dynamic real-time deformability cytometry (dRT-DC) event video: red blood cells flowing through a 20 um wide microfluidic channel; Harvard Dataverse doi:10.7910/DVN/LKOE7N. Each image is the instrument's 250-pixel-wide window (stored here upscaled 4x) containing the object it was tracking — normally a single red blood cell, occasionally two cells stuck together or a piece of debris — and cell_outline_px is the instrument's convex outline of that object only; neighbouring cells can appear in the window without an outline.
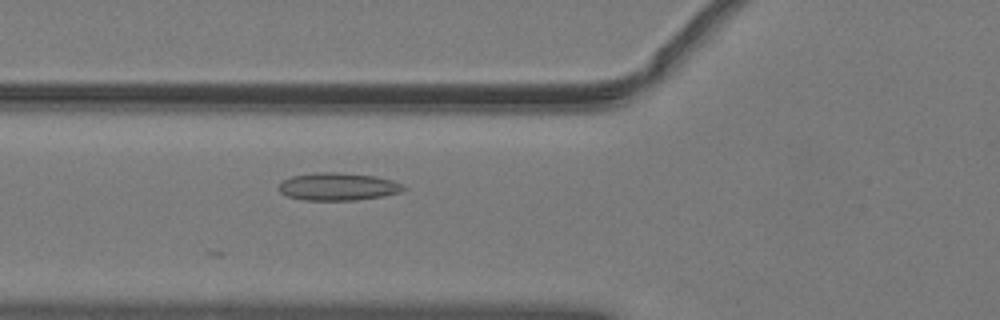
{"species": "common noctule bat (a hibernating species)", "species_latin": "Nyctalus noctula", "temperature_condition": "warm", "stored_images_in_passage": 29, "camera_frame_rate_fps": 3000, "um_per_image_px": 0.085, "animal": {"sex": "male", "body_mass_g": 19.2, "forearm_length_mm": 51.8}, "frame": {"image": 1, "passage_image": 6, "time_ms": 1.667, "image_size_px": [1000, 320], "cell_outline_px": [[408, 188], [400, 192], [384, 196], [356, 200], [304, 200], [288, 196], [280, 192], [276, 188], [284, 180], [292, 176], [316, 172], [340, 172], [376, 176], [392, 180], [404, 184]], "centroid_in_image_um": [28.76, 15.86], "position_along_channel_um": 97.0, "area_um2": 20.29}}
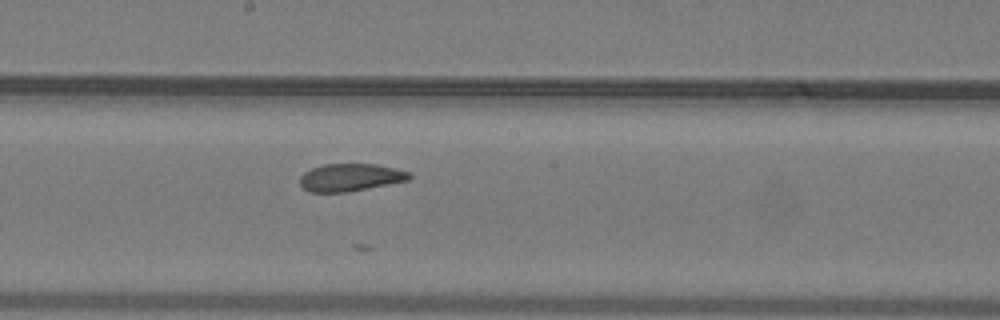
{"frame": {"image": 2, "passage_image": 15, "time_ms": 4.667, "image_size_px": [1000, 320], "cell_outline_px": [[412, 176], [408, 180], [348, 192], [308, 192], [300, 184], [300, 176], [304, 172], [312, 168], [324, 164], [376, 164], [396, 168], [408, 172]], "centroid_in_image_um": [29.76, 15.08], "position_along_channel_um": 218.4, "area_um2": 17.51}}
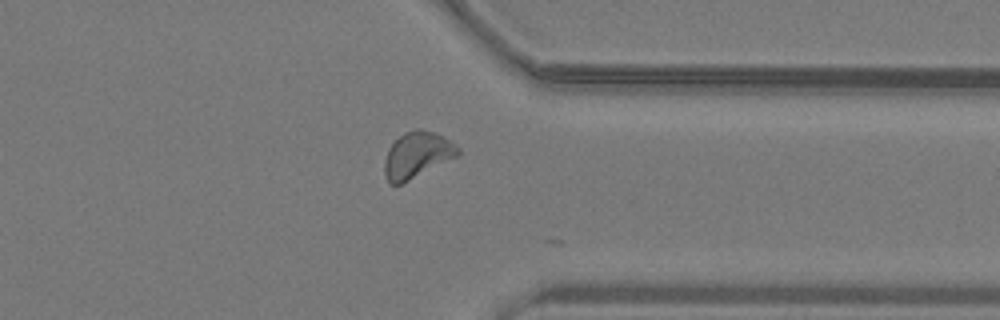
{"frame": {"image": 3, "passage_image": 27, "time_ms": 8.667, "image_size_px": [1000, 320], "cell_outline_px": [[460, 152], [456, 156], [400, 184], [388, 184], [384, 172], [384, 160], [388, 148], [404, 132], [416, 128], [420, 128], [436, 132], [456, 144], [460, 148]], "centroid_in_image_um": [35.43, 13.14], "position_along_channel_um": 376.0, "area_um2": 19.54}}